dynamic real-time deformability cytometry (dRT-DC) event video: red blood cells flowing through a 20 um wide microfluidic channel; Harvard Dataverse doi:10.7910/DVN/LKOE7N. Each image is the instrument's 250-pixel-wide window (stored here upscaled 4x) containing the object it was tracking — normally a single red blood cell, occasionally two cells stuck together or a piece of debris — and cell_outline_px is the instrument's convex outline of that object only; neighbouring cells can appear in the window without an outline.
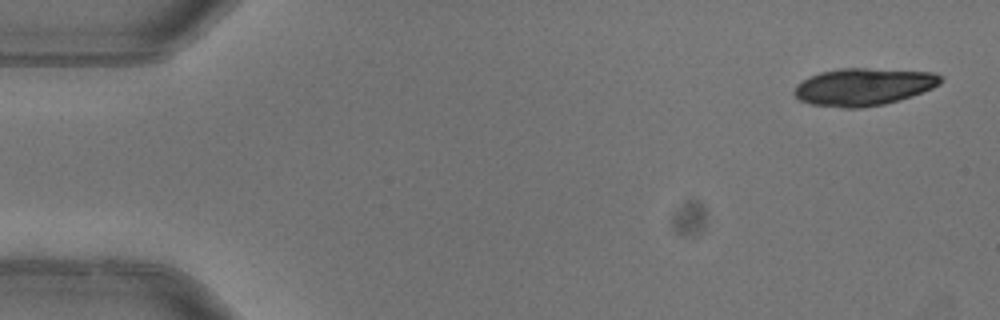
{"species": "common noctule bat (a hibernating species)", "species_latin": "Nyctalus noctula", "temperature_condition": "warm", "stored_images_in_passage": 5, "segment_of_instrument_passage": [1, 2], "camera_frame_rate_fps": 3000, "um_per_image_px": 0.085, "animal": {"sex": "female"}, "frame": {"image": 1, "passage_image": 1, "time_ms": 0.0, "image_size_px": [1000, 320], "cell_outline_px": [[944, 80], [940, 84], [932, 88], [912, 96], [884, 104], [860, 108], [844, 108], [812, 104], [800, 100], [792, 92], [796, 84], [820, 72], [840, 68], [868, 68], [932, 72], [944, 76]], "centroid_in_image_um": [73.42, 7.37], "position_along_channel_um": 11.6, "area_um2": 31.91}}